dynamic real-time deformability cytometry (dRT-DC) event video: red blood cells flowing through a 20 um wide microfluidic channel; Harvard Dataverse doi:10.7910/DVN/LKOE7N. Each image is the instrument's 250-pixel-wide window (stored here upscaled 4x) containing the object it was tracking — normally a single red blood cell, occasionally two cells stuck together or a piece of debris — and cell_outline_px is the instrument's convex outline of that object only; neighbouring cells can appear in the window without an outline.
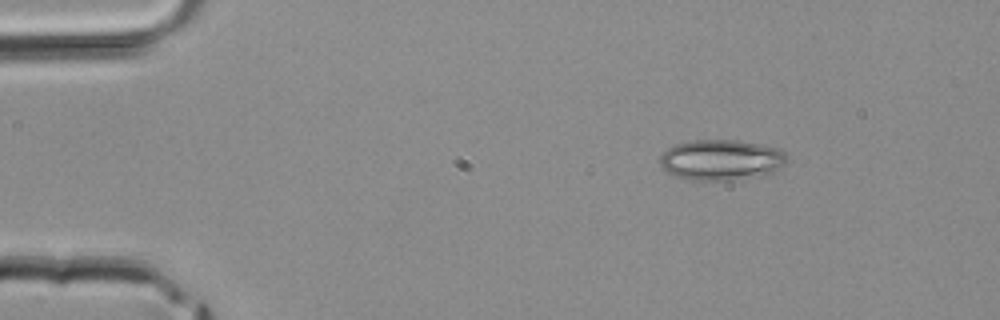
{"species": "common noctule bat (a hibernating species)", "species_latin": "Nyctalus noctula", "temperature_condition": "room temperature", "stored_images_in_passage": 3, "camera_frame_rate_fps": 3000, "um_per_image_px": 0.085, "animal": {"sex": "male", "body_mass_g": 20.4}, "frame": {"image": 1, "passage_image": 2, "time_ms": 0.333, "image_size_px": [1000, 320], "cell_outline_px": [[788, 164], [768, 172], [732, 180], [692, 180], [672, 176], [660, 168], [660, 156], [668, 148], [676, 144], [688, 140], [740, 140], [780, 148], [788, 156]], "centroid_in_image_um": [61.26, 13.57], "position_along_channel_um": 23.7, "area_um2": 30.17}}